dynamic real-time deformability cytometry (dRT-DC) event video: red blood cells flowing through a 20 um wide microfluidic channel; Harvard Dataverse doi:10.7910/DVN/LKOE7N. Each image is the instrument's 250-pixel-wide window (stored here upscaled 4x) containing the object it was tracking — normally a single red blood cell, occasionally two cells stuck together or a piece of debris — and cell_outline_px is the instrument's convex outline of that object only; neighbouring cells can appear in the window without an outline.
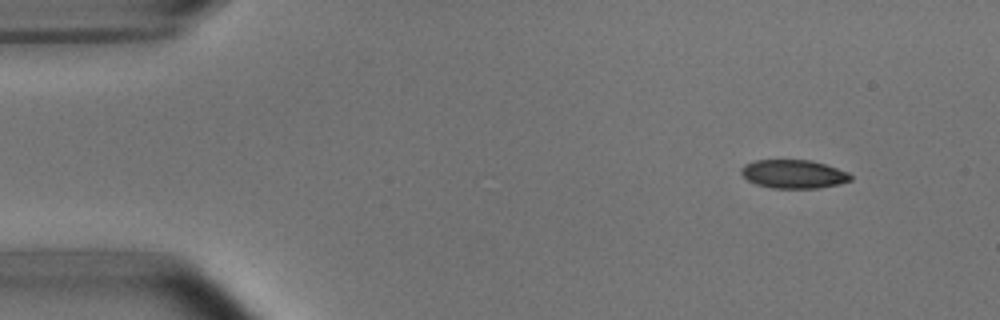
{"species": "common noctule bat (a hibernating species)", "species_latin": "Nyctalus noctula", "temperature_condition": "room temperature", "stored_images_in_passage": 4, "camera_frame_rate_fps": 3000, "um_per_image_px": 0.085, "animal": {"sex": "male", "body_mass_g": 15.6}, "frame": {"image": 1, "passage_image": 1, "time_ms": 0.0, "image_size_px": [1000, 320], "cell_outline_px": [[852, 180], [840, 184], [816, 188], [772, 188], [756, 184], [748, 180], [740, 172], [740, 168], [744, 164], [756, 160], [812, 160], [848, 172], [852, 176]], "centroid_in_image_um": [67.45, 14.79], "position_along_channel_um": 17.6, "area_um2": 18.21}}
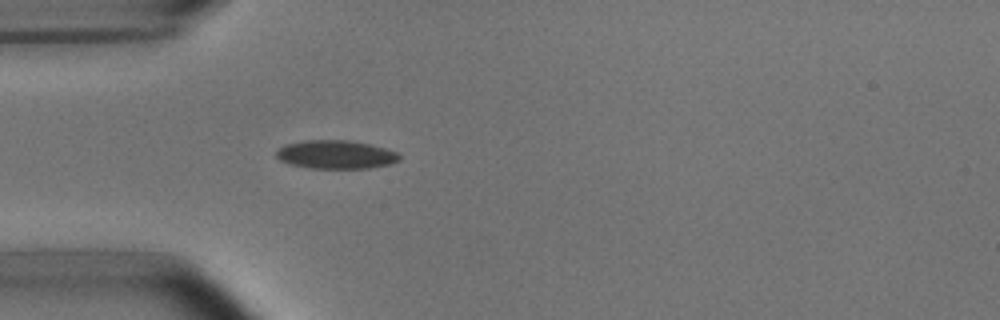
{"frame": {"image": 2, "passage_image": 4, "time_ms": 3.333, "image_size_px": [1000, 320], "cell_outline_px": [[400, 160], [392, 164], [368, 168], [308, 168], [292, 164], [280, 160], [276, 156], [276, 148], [284, 144], [304, 140], [348, 140], [368, 144], [384, 148], [396, 152], [400, 156]], "centroid_in_image_um": [28.52, 13.13], "position_along_channel_um": 56.5, "area_um2": 20.46}}